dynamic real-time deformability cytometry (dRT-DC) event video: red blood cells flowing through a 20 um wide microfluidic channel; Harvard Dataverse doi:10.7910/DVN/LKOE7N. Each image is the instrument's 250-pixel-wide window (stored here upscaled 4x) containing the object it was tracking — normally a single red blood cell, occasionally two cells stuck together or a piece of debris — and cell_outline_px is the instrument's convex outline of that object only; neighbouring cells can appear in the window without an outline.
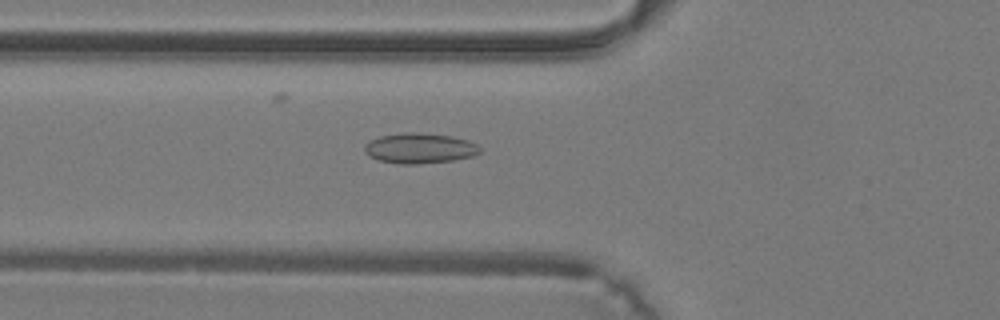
{"species": "common noctule bat (a hibernating species)", "species_latin": "Nyctalus noctula", "temperature_condition": "warm", "stored_images_in_passage": 37, "camera_frame_rate_fps": 3000, "um_per_image_px": 0.085, "animal": {"sex": "male", "body_mass_g": 19.2, "forearm_length_mm": 51.8}, "frame": {"image": 1, "passage_image": 12, "time_ms": 3.667, "image_size_px": [1000, 320], "cell_outline_px": [[480, 152], [472, 156], [452, 160], [416, 164], [400, 164], [380, 160], [368, 156], [364, 152], [364, 144], [380, 136], [404, 132], [412, 132], [452, 136], [468, 140], [476, 144], [480, 148]], "centroid_in_image_um": [35.64, 12.6], "position_along_channel_um": 90.2, "area_um2": 20.23}}
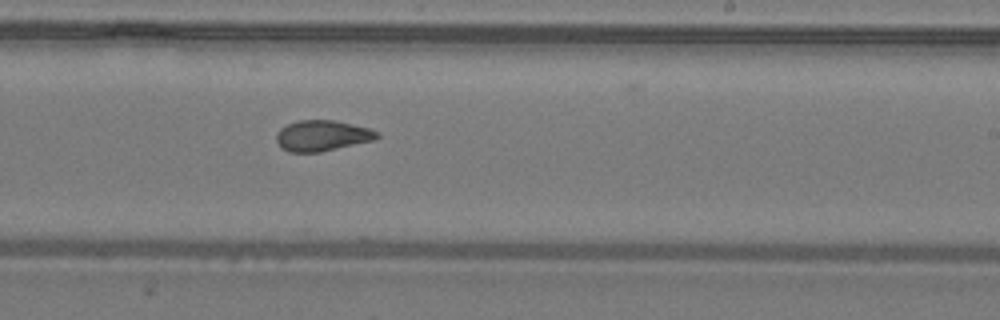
{"frame": {"image": 2, "passage_image": 22, "time_ms": 7.0, "image_size_px": [1000, 320], "cell_outline_px": [[380, 136], [376, 140], [320, 152], [288, 152], [280, 148], [276, 140], [276, 132], [280, 128], [288, 124], [300, 120], [332, 120], [352, 124], [368, 128], [376, 132]], "centroid_in_image_um": [27.35, 11.54], "position_along_channel_um": 261.6, "area_um2": 18.09}}
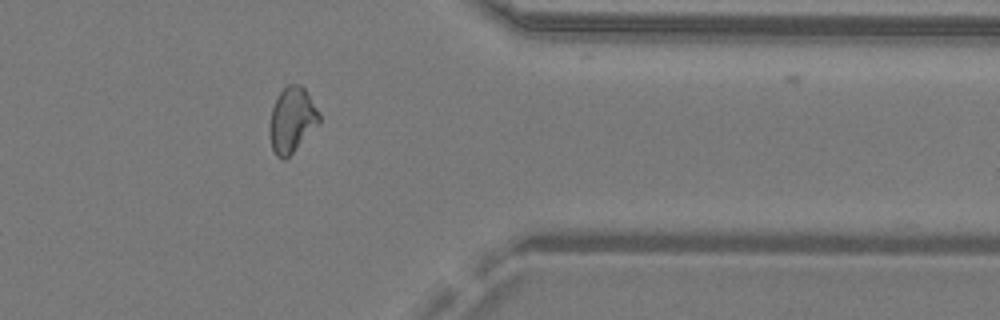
{"frame": {"image": 3, "passage_image": 30, "time_ms": 9.667, "image_size_px": [1000, 320], "cell_outline_px": [[320, 124], [284, 160], [276, 156], [272, 148], [268, 132], [268, 124], [272, 108], [280, 92], [288, 84], [300, 84], [304, 88], [320, 112]], "centroid_in_image_um": [24.81, 10.19], "position_along_channel_um": 386.6, "area_um2": 18.96}}